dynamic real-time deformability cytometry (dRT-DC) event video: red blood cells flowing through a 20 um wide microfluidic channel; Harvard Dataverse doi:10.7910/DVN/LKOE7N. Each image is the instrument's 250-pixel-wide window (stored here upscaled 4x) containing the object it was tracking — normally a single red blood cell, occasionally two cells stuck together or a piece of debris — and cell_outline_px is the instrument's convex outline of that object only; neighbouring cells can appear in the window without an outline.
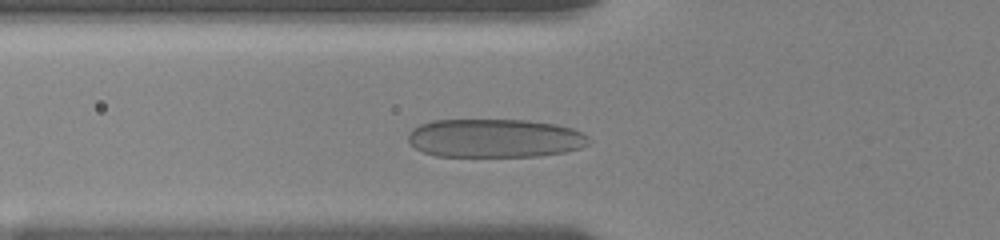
{"species": "human", "species_latin": "Homo sapiens", "temperature_condition": "room temperature", "stored_images_in_passage": 37, "camera_frame_rate_fps": 3000, "um_per_image_px": 0.085, "donor": {"sex": "female"}, "frame": {"image": 1, "passage_image": 12, "time_ms": 3.667, "image_size_px": [1000, 240], "cell_outline_px": [[592, 140], [588, 144], [580, 148], [564, 152], [536, 156], [436, 156], [424, 152], [416, 148], [408, 140], [408, 132], [412, 128], [420, 124], [432, 120], [528, 120], [556, 124], [572, 128], [588, 136]], "centroid_in_image_um": [42.06, 11.74], "position_along_channel_um": 83.7, "area_um2": 40.75}}
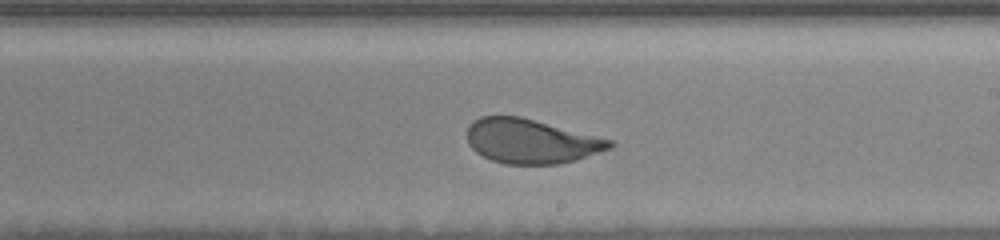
{"frame": {"image": 2, "passage_image": 25, "time_ms": 8.0, "image_size_px": [1000, 240], "cell_outline_px": [[616, 144], [612, 148], [576, 160], [560, 164], [504, 164], [492, 160], [476, 152], [468, 144], [468, 124], [472, 120], [480, 116], [520, 116], [612, 140]], "centroid_in_image_um": [45.13, 12.0], "position_along_channel_um": 243.9, "area_um2": 36.93}}
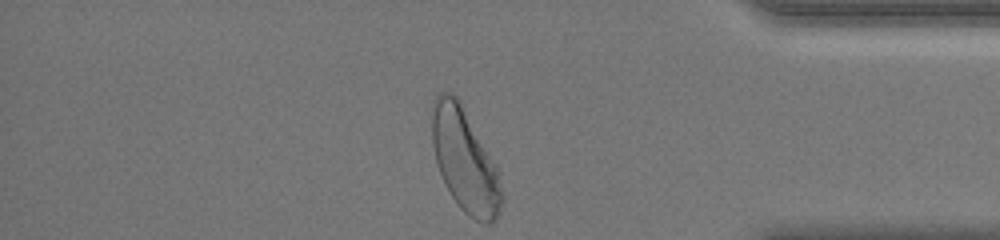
{"frame": {"image": 3, "passage_image": 37, "time_ms": 12.667, "image_size_px": [1000, 240], "cell_outline_px": [[504, 200], [496, 220], [488, 224], [476, 220], [468, 216], [460, 208], [444, 184], [436, 160], [432, 144], [432, 100], [440, 92], [452, 92], [456, 96], [496, 168], [504, 196]], "centroid_in_image_um": [39.49, 13.68], "position_along_channel_um": 395.7, "area_um2": 41.15}, "authors_computed_cell_mechanics": {"area_um2": 38.726, "velocity_mm_per_s": 3.6753, "shape_relaxation_time_tau1_ms": 2.5309, "shape_relaxation_time_tau2_ms": null, "deformation_change_tau1": 0.1356, "deformation_change_tau2": null}}